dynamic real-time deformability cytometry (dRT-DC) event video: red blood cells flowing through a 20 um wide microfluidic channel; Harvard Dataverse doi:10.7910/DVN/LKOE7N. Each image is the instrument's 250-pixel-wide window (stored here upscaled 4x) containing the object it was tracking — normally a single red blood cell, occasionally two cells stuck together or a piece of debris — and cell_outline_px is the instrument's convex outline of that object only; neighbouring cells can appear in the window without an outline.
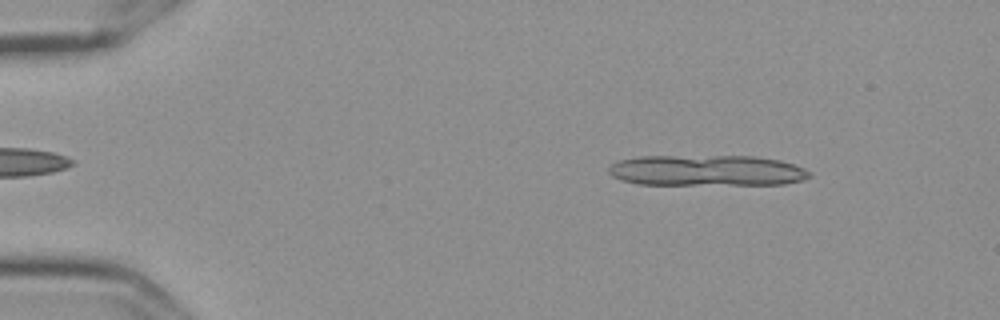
{"species": "Egyptian fruit bat (a non-hibernating species)", "species_latin": "Rousettus aegyptiacus", "temperature_condition": "cold", "stored_images_in_passage": 14, "camera_frame_rate_fps": 3000, "um_per_image_px": 0.085, "frame": {"image": 1, "passage_image": 7, "time_ms": 2.0, "image_size_px": [1000, 320], "cell_outline_px": [[812, 176], [804, 180], [784, 184], [636, 184], [620, 180], [612, 176], [608, 172], [608, 168], [612, 164], [620, 160], [640, 156], [752, 156], [780, 160], [804, 168]], "centroid_in_image_um": [60.06, 14.49], "position_along_channel_um": 24.9, "area_um2": 36.13}}